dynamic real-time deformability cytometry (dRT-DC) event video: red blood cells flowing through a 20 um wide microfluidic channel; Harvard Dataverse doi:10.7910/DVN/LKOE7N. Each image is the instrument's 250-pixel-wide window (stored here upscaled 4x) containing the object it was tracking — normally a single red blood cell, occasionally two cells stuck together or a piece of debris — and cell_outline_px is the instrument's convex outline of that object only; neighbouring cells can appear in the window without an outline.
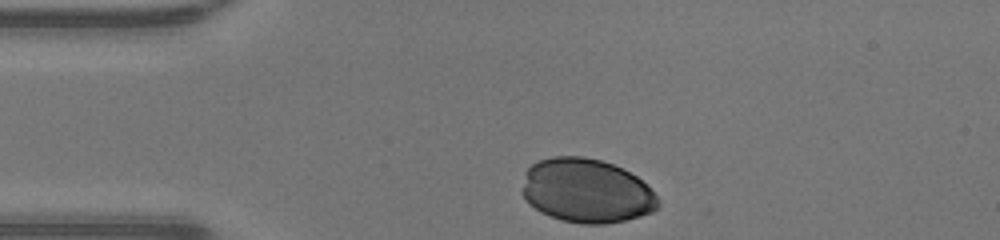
{"species": "human", "species_latin": "Homo sapiens", "temperature_condition": "warm", "stored_images_in_passage": 29, "camera_frame_rate_fps": 3000, "um_per_image_px": 0.085, "donor": {"sex": "male"}, "frame": {"image": 1, "passage_image": 1, "time_ms": 0.0, "image_size_px": [1000, 240], "cell_outline_px": [[660, 208], [652, 212], [640, 216], [624, 220], [604, 224], [580, 224], [560, 220], [540, 212], [528, 204], [524, 200], [524, 184], [528, 168], [532, 164], [540, 160], [552, 156], [584, 156], [600, 160], [624, 168], [636, 176], [660, 200]], "centroid_in_image_um": [49.86, 16.23], "position_along_channel_um": 35.1, "area_um2": 50.75}}
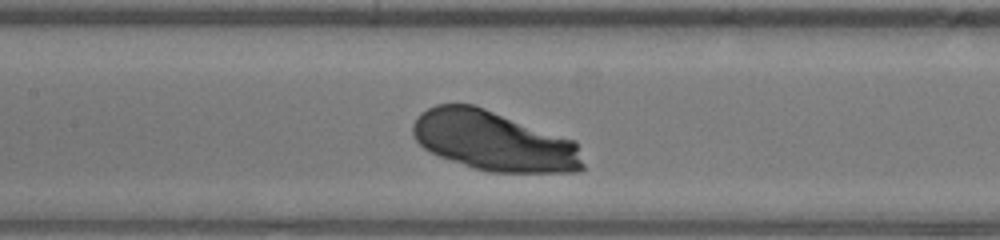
{"frame": {"image": 2, "passage_image": 13, "time_ms": 4.0, "image_size_px": [1000, 240], "cell_outline_px": [[584, 168], [580, 172], [488, 172], [472, 168], [440, 156], [424, 148], [412, 136], [412, 124], [420, 112], [436, 104], [472, 104], [484, 108], [576, 140], [584, 164]], "centroid_in_image_um": [41.98, 11.99], "position_along_channel_um": 165.4, "area_um2": 59.48}}
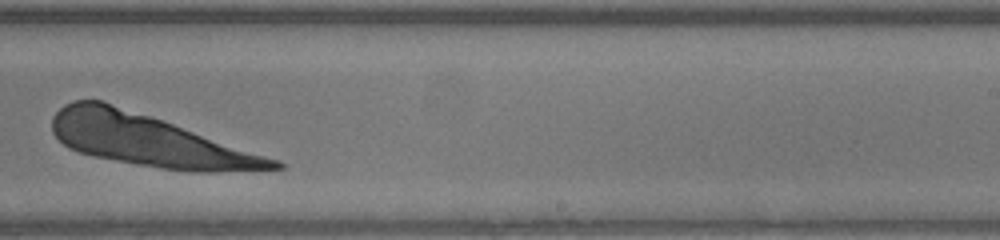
{"frame": {"image": 3, "passage_image": 21, "time_ms": 6.667, "image_size_px": [1000, 240], "cell_outline_px": [[284, 168], [216, 172], [192, 172], [160, 168], [136, 164], [92, 156], [68, 148], [52, 132], [52, 116], [64, 104], [72, 100], [100, 100], [280, 160], [284, 164]], "centroid_in_image_um": [12.63, 11.95], "position_along_channel_um": 276.4, "area_um2": 65.43}}